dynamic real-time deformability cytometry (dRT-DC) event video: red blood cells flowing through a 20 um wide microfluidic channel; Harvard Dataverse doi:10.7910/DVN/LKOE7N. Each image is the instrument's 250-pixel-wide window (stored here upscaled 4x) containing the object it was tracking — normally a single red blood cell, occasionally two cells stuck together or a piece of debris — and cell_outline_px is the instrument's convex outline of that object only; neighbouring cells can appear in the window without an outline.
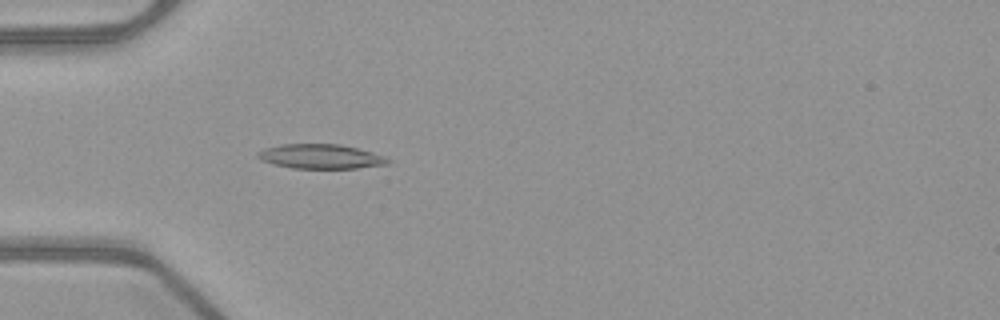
{"species": "common noctule bat (a hibernating species)", "species_latin": "Nyctalus noctula", "temperature_condition": "warm", "stored_images_in_passage": 51, "camera_frame_rate_fps": 3000, "um_per_image_px": 0.085, "animal": {"sex": "female", "body_mass_g": 21.9}, "frame": {"image": 1, "passage_image": 16, "time_ms": 5.0, "image_size_px": [1000, 320], "cell_outline_px": [[392, 160], [388, 164], [356, 168], [292, 168], [272, 164], [260, 160], [256, 156], [256, 152], [264, 148], [280, 144], [340, 144], [372, 152], [384, 156]], "centroid_in_image_um": [27.21, 13.3], "position_along_channel_um": 57.8, "area_um2": 18.67}}
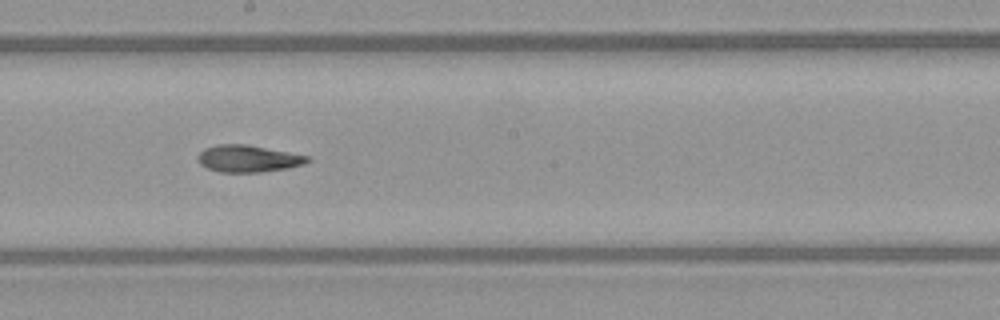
{"frame": {"image": 2, "passage_image": 29, "time_ms": 9.333, "image_size_px": [1000, 320], "cell_outline_px": [[312, 160], [304, 164], [288, 168], [260, 172], [220, 172], [208, 168], [200, 164], [196, 156], [204, 148], [216, 144], [248, 144], [312, 156]], "centroid_in_image_um": [21.13, 13.47], "position_along_channel_um": 227.1, "area_um2": 17.51}}
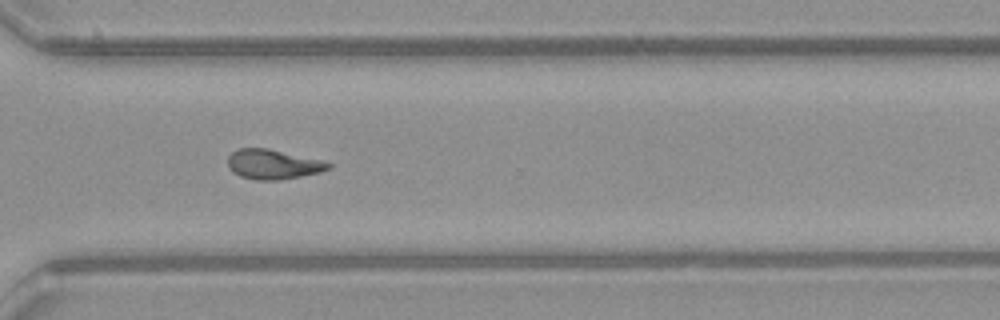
{"frame": {"image": 3, "passage_image": 38, "time_ms": 12.333, "image_size_px": [1000, 320], "cell_outline_px": [[332, 168], [320, 172], [280, 180], [256, 180], [240, 176], [232, 172], [228, 168], [228, 156], [232, 152], [240, 148], [268, 148], [320, 160], [332, 164]], "centroid_in_image_um": [23.18, 13.97], "position_along_channel_um": 347.4, "area_um2": 17.4}, "authors_computed_cell_mechanics": {"area_um2": 17.7446, "velocity_mm_per_s": 4.0251, "shape_relaxation_time_tau1_ms": null, "shape_relaxation_time_tau2_ms": 6.6733, "deformation_change_tau1": null, "deformation_change_tau2": 0.1466}}